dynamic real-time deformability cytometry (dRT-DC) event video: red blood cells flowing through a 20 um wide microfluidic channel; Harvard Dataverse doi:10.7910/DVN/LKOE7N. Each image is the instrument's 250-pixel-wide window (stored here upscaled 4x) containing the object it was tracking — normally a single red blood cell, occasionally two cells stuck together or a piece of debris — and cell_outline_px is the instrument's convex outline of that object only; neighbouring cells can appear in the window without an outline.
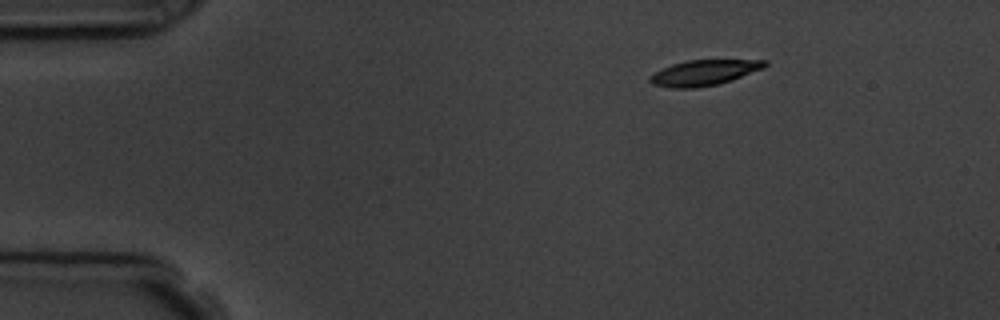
{"species": "common noctule bat (a hibernating species)", "species_latin": "Nyctalus noctula", "temperature_condition": "room temperature", "stored_images_in_passage": 5, "camera_frame_rate_fps": 3000, "um_per_image_px": 0.085, "animal": {"sex": "male", "body_mass_g": 19.5, "forearm_length_mm": 54.6}, "frame": {"image": 1, "passage_image": 1, "time_ms": 0.0, "image_size_px": [1000, 320], "cell_outline_px": [[768, 64], [764, 68], [732, 80], [720, 84], [696, 88], [672, 88], [652, 84], [648, 80], [648, 76], [672, 64], [688, 60], [768, 60]], "centroid_in_image_um": [59.85, 6.18], "position_along_channel_um": 25.1, "area_um2": 17.11}}
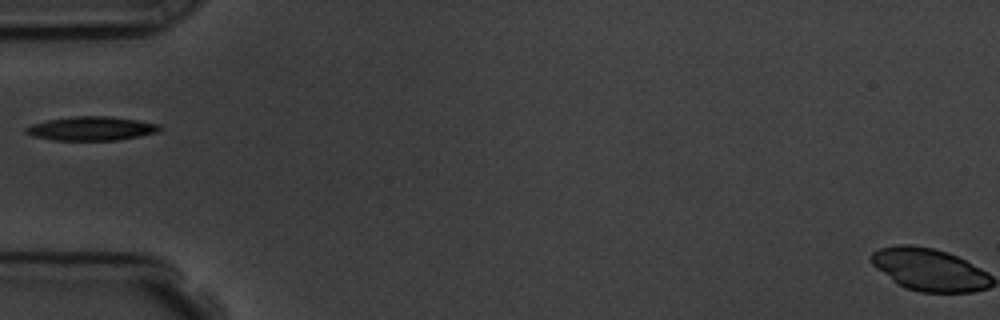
{"frame": {"image": 2, "passage_image": 3, "time_ms": 3.333, "image_size_px": [1000, 320], "cell_outline_px": [[164, 128], [156, 132], [116, 140], [52, 140], [32, 136], [24, 132], [24, 128], [32, 124], [48, 120], [76, 116], [112, 116], [160, 124]], "centroid_in_image_um": [7.75, 10.92], "position_along_channel_um": 77.3, "area_um2": 18.55}}